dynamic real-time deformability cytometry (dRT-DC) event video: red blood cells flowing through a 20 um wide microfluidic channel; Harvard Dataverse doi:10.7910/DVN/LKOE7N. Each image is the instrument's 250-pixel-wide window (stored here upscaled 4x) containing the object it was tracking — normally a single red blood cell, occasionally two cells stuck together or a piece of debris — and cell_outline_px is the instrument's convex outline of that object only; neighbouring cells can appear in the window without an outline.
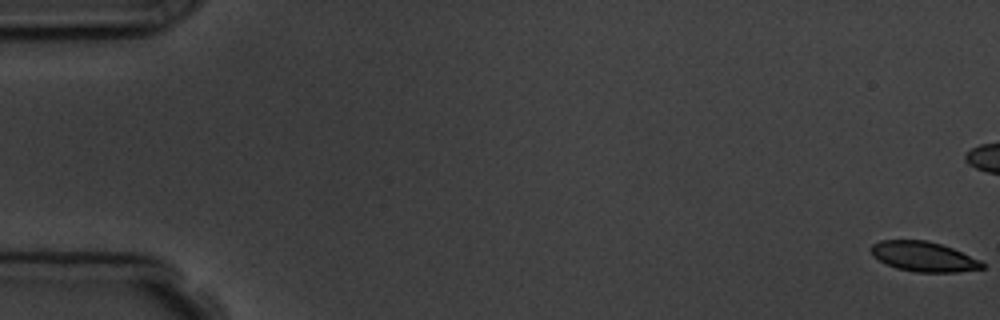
{"species": "common noctule bat (a hibernating species)", "species_latin": "Nyctalus noctula", "temperature_condition": "room temperature", "stored_images_in_passage": 6, "camera_frame_rate_fps": 3000, "um_per_image_px": 0.085, "animal": {"sex": "male", "body_mass_g": 19.5, "forearm_length_mm": 54.6}, "frame": {"image": 1, "passage_image": 1, "time_ms": 0.0, "image_size_px": [1000, 320], "cell_outline_px": [[984, 268], [956, 272], [916, 272], [896, 268], [884, 264], [872, 256], [868, 248], [872, 244], [880, 240], [928, 240], [952, 248], [980, 260], [984, 264]], "centroid_in_image_um": [78.44, 21.8], "position_along_channel_um": 6.6, "area_um2": 19.54}}